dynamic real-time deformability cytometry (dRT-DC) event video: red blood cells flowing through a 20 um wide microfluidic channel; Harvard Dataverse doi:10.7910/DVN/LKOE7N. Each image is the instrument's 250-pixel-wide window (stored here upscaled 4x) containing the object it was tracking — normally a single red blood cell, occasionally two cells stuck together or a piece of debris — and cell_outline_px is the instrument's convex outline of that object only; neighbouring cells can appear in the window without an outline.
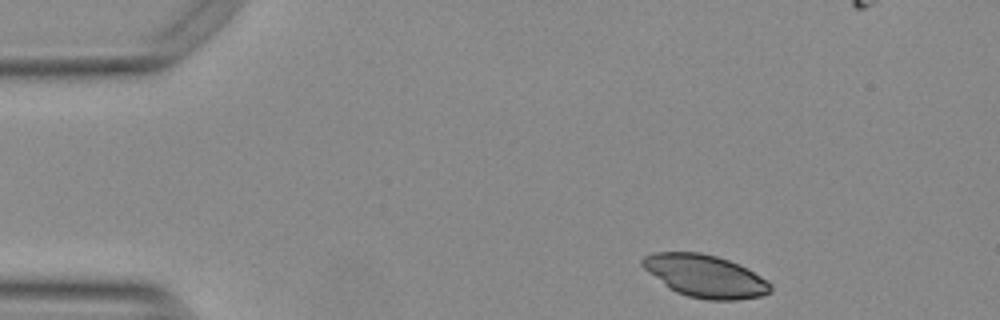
{"species": "Egyptian fruit bat (a non-hibernating species)", "species_latin": "Rousettus aegyptiacus", "temperature_condition": "warm", "stored_images_in_passage": 48, "camera_frame_rate_fps": 3000, "um_per_image_px": 0.085, "animal": {"sex": "female"}, "frame": {"image": 1, "passage_image": 1, "time_ms": 0.0, "image_size_px": [1000, 320], "cell_outline_px": [[772, 292], [764, 296], [736, 300], [708, 300], [688, 296], [676, 292], [668, 288], [648, 272], [640, 264], [640, 260], [644, 256], [652, 252], [700, 252], [716, 256], [728, 260], [748, 268], [768, 280], [772, 284]], "centroid_in_image_um": [59.95, 23.47], "position_along_channel_um": 25.0, "area_um2": 32.08}}
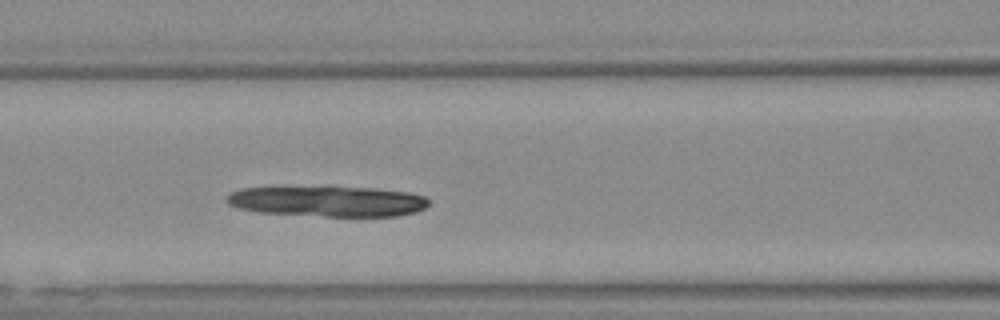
{"frame": {"image": 2, "passage_image": 16, "time_ms": 5.0, "image_size_px": [1000, 320], "cell_outline_px": [[428, 204], [424, 208], [416, 212], [396, 216], [324, 216], [256, 212], [240, 208], [228, 204], [224, 200], [232, 192], [240, 188], [372, 188], [404, 192], [424, 196], [428, 200]], "centroid_in_image_um": [27.84, 17.13], "position_along_channel_um": 138.8, "area_um2": 35.2}}